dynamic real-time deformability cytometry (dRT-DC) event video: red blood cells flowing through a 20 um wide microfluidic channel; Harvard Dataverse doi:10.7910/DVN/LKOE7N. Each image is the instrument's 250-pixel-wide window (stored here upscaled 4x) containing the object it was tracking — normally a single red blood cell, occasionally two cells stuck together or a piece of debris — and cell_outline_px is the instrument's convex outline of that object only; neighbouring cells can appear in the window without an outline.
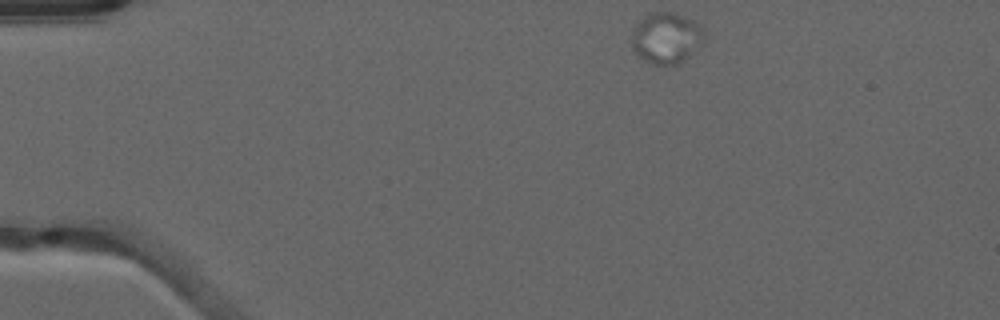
{"species": "common noctule bat (a hibernating species)", "species_latin": "Nyctalus noctula", "temperature_condition": "warm", "stored_images_in_passage": 18, "camera_frame_rate_fps": 3000, "um_per_image_px": 0.085, "animal": {"sex": "male", "forearm_length_mm": 52.5}, "frame": {"image": 1, "passage_image": 1, "time_ms": 0.0, "image_size_px": [1000, 320], "cell_outline_px": [[704, 40], [680, 64], [652, 64], [644, 60], [632, 52], [632, 28], [644, 16], [652, 12], [676, 12], [696, 20], [704, 28]], "centroid_in_image_um": [56.63, 3.2], "position_along_channel_um": 28.4, "area_um2": 21.91}}
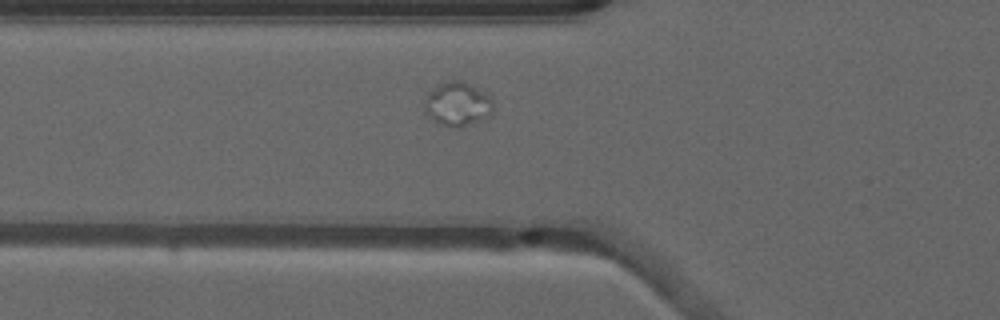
{"frame": {"image": 2, "passage_image": 11, "time_ms": 3.333, "image_size_px": [1000, 320], "cell_outline_px": [[492, 108], [488, 112], [476, 120], [464, 124], [444, 124], [436, 120], [424, 112], [424, 100], [428, 92], [432, 88], [448, 80], [460, 80], [468, 84], [488, 96], [492, 100]], "centroid_in_image_um": [38.79, 8.76], "position_along_channel_um": 87.0, "area_um2": 16.24}}
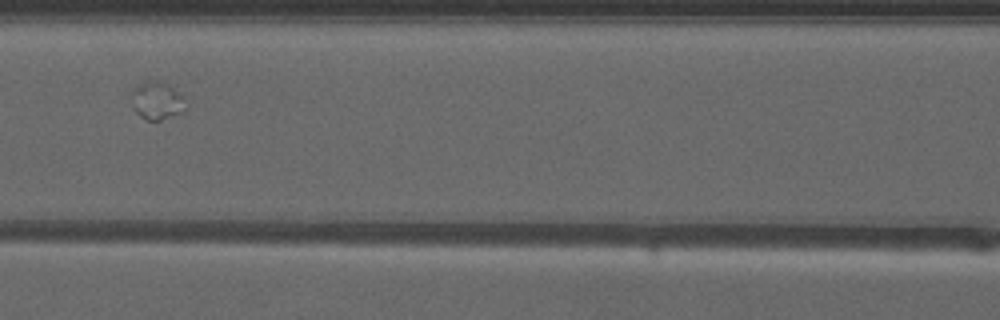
{"frame": {"image": 3, "passage_image": 16, "time_ms": 5.0, "image_size_px": [1000, 320], "cell_outline_px": [[188, 108], [184, 112], [160, 120], [148, 120], [140, 116], [136, 112], [128, 92], [140, 84], [148, 80], [160, 80], [168, 84], [180, 92], [184, 96]], "centroid_in_image_um": [13.37, 8.53], "position_along_channel_um": 153.2, "area_um2": 12.37}}